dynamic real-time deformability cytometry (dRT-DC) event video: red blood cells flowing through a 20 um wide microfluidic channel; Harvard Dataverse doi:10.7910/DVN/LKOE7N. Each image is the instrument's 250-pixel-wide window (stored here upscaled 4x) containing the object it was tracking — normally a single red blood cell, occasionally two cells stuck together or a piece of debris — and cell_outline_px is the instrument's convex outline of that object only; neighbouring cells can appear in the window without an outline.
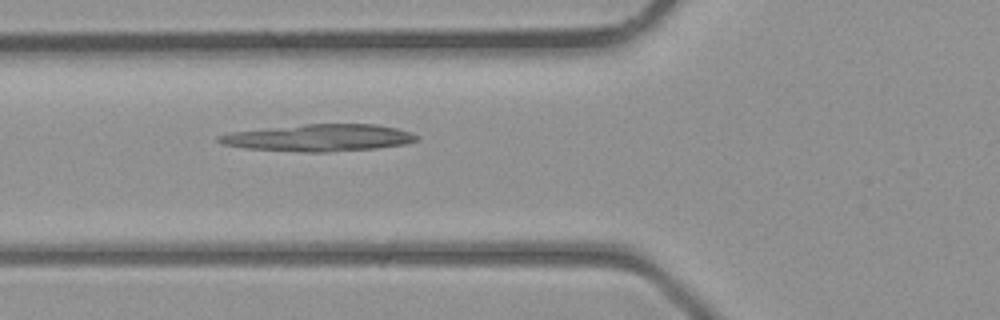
{"species": "common noctule bat (a hibernating species)", "species_latin": "Nyctalus noctula", "temperature_condition": "room temperature", "stored_images_in_passage": 27, "camera_frame_rate_fps": 3000, "um_per_image_px": 0.085, "animal": {"sex": "male", "body_mass_g": 23.1, "forearm_length_mm": 52.7}, "frame": {"image": 1, "passage_image": 5, "time_ms": 1.333, "image_size_px": [1000, 320], "cell_outline_px": [[416, 140], [408, 144], [376, 148], [328, 152], [304, 152], [244, 148], [220, 144], [216, 140], [216, 136], [232, 132], [304, 124], [376, 124], [396, 128], [412, 132], [416, 136]], "centroid_in_image_um": [27.1, 11.71], "position_along_channel_um": 98.7, "area_um2": 31.1}}
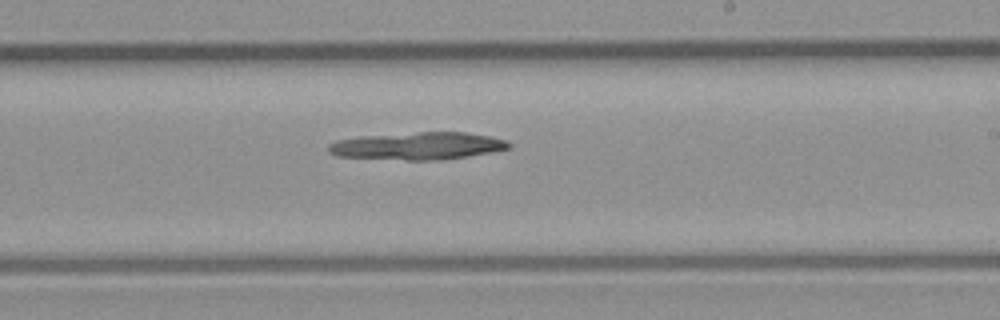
{"frame": {"image": 2, "passage_image": 14, "time_ms": 4.333, "image_size_px": [1000, 320], "cell_outline_px": [[512, 144], [508, 148], [492, 152], [444, 160], [408, 160], [336, 156], [328, 152], [328, 144], [336, 140], [360, 136], [420, 132], [464, 132], [488, 136], [508, 140]], "centroid_in_image_um": [35.5, 12.4], "position_along_channel_um": 253.5, "area_um2": 28.9}}
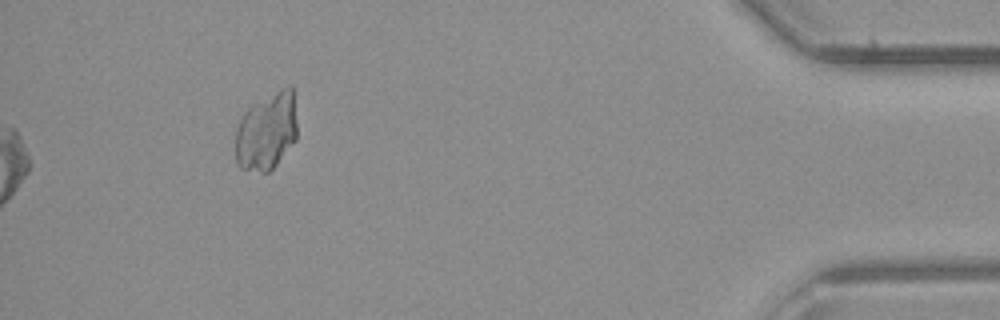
{"frame": {"image": 3, "passage_image": 27, "time_ms": 8.667, "image_size_px": [1000, 320], "cell_outline_px": [[296, 140], [276, 164], [268, 172], [260, 172], [240, 168], [236, 164], [236, 128], [244, 112], [248, 108], [280, 88], [288, 84], [292, 84], [296, 124]], "centroid_in_image_um": [22.66, 11.16], "position_along_channel_um": 412.5, "area_um2": 27.8}}